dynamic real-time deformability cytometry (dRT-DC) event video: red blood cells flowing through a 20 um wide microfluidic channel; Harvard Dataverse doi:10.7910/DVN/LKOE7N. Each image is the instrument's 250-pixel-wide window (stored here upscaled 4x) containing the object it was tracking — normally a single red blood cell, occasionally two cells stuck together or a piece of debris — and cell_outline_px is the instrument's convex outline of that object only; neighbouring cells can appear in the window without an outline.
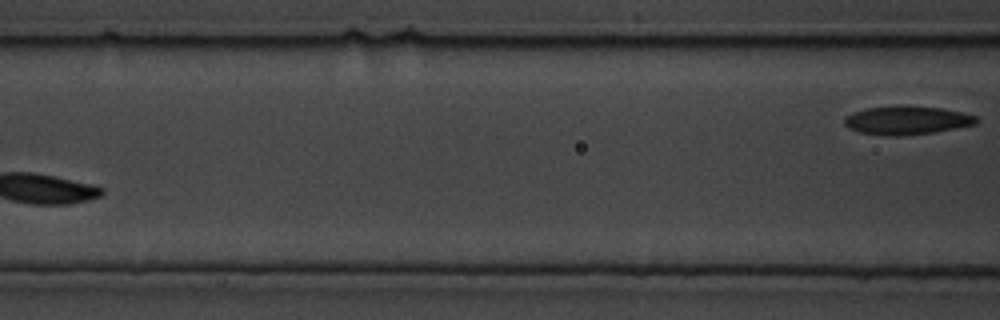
{"species": "common noctule bat (a hibernating species)", "species_latin": "Nyctalus noctula", "temperature_condition": "cold", "stored_images_in_passage": 5, "segment_of_instrument_passage": [2, 2], "camera_frame_rate_fps": 3000, "um_per_image_px": 0.085, "animal": {"sex": "male", "body_mass_g": 19.5, "forearm_length_mm": 54.6}, "frame": {"image": 1, "passage_image": 5, "time_ms": 1.333, "image_size_px": [1000, 320], "cell_outline_px": [[980, 120], [976, 124], [956, 128], [932, 132], [896, 136], [888, 136], [860, 132], [848, 128], [844, 124], [844, 116], [852, 112], [864, 108], [940, 108], [960, 112], [976, 116]], "centroid_in_image_um": [77.05, 10.26], "position_along_channel_um": 89.5, "area_um2": 21.1}}